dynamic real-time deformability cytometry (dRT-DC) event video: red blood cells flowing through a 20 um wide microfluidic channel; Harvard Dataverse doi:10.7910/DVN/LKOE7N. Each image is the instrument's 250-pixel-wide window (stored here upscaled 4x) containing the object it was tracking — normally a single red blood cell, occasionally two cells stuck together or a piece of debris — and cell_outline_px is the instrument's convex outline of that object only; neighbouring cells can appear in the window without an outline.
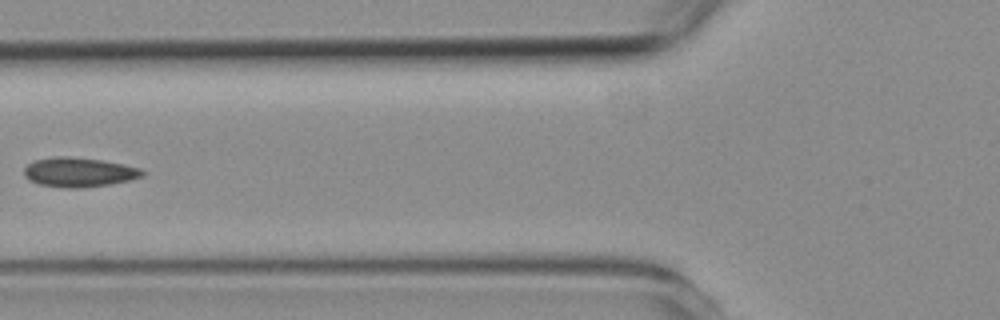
{"species": "common noctule bat (a hibernating species)", "species_latin": "Nyctalus noctula", "temperature_condition": "room temperature", "stored_images_in_passage": 4, "camera_frame_rate_fps": 3000, "um_per_image_px": 0.085, "animal": {"sex": "female", "body_mass_g": 19.3, "forearm_length_mm": 54.1}, "frame": {"image": 1, "passage_image": 4, "time_ms": 4.667, "image_size_px": [1000, 320], "cell_outline_px": [[144, 176], [128, 180], [108, 184], [76, 188], [72, 188], [40, 184], [28, 180], [24, 176], [24, 168], [32, 160], [52, 156], [68, 156], [104, 160], [124, 164], [140, 168], [144, 172]], "centroid_in_image_um": [6.68, 14.61], "position_along_channel_um": 119.1, "area_um2": 20.29}}